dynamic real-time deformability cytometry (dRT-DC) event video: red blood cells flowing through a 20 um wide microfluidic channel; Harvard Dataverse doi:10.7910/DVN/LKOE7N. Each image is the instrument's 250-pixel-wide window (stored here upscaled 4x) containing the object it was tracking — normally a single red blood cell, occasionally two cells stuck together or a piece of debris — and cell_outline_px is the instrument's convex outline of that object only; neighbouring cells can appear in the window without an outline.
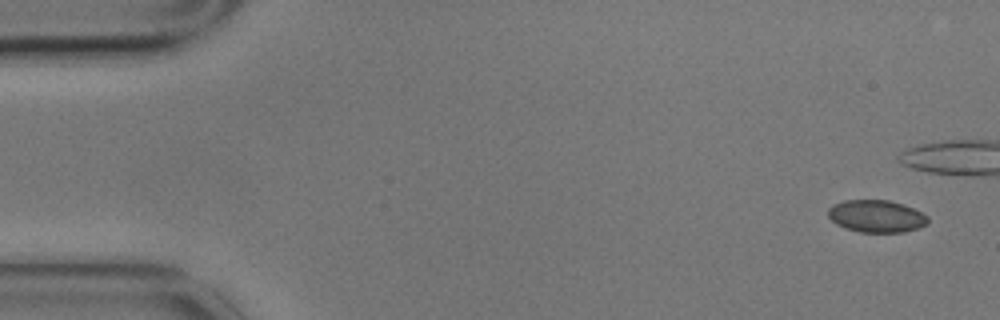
{"species": "common noctule bat (a hibernating species)", "species_latin": "Nyctalus noctula", "temperature_condition": "cold", "stored_images_in_passage": 6, "camera_frame_rate_fps": 3000, "um_per_image_px": 0.085, "animal": {"sex": "male", "body_mass_g": 17.9}, "frame": {"image": 1, "passage_image": 1, "time_ms": 0.0, "image_size_px": [1000, 320], "cell_outline_px": [[928, 224], [920, 228], [904, 232], [860, 232], [844, 228], [836, 224], [828, 216], [828, 208], [832, 204], [844, 200], [888, 200], [912, 208], [928, 216]], "centroid_in_image_um": [74.48, 18.38], "position_along_channel_um": 10.5, "area_um2": 18.84}}
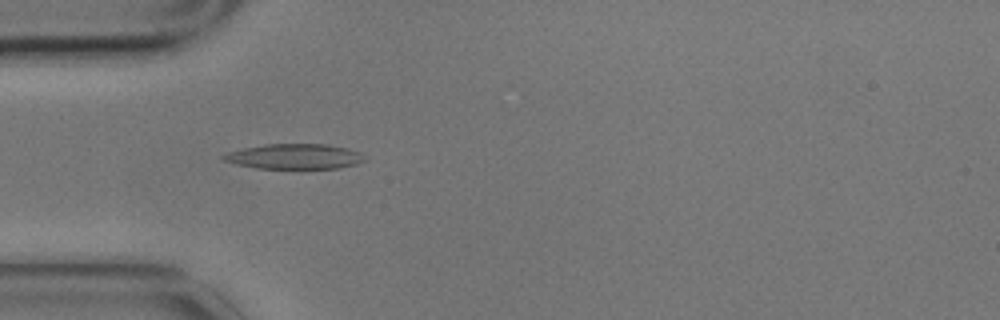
{"frame": {"image": 2, "passage_image": 4, "time_ms": 1.0, "image_size_px": [1000, 320], "cell_outline_px": [[364, 160], [356, 164], [340, 168], [304, 172], [256, 168], [236, 164], [224, 160], [220, 156], [228, 152], [244, 148], [264, 144], [328, 144], [360, 152]], "centroid_in_image_um": [25.03, 13.36], "position_along_channel_um": 60.0, "area_um2": 21.68}}